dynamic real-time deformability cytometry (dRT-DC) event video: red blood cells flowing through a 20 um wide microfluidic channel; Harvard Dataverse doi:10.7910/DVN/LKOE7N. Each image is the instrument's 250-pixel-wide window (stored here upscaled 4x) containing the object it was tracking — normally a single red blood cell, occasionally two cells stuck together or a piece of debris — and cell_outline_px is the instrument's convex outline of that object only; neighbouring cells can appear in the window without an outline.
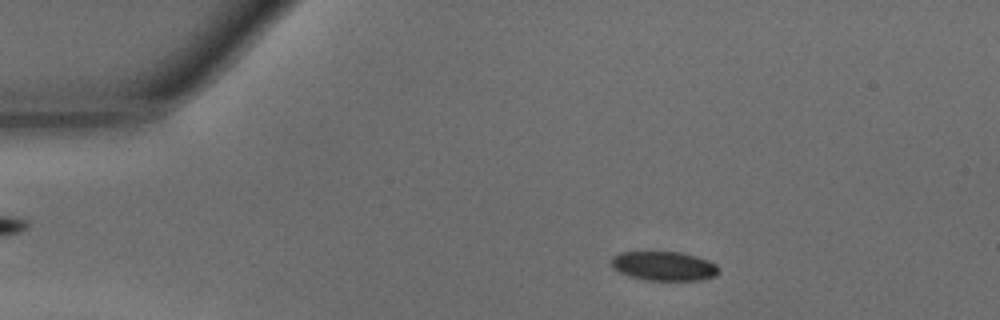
{"species": "common noctule bat (a hibernating species)", "species_latin": "Nyctalus noctula", "temperature_condition": "warm", "stored_images_in_passage": 38, "camera_frame_rate_fps": 3000, "um_per_image_px": 0.085, "animal": {"sex": "male", "body_mass_g": 15.6}, "frame": {"image": 1, "passage_image": 8, "time_ms": 2.333, "image_size_px": [1000, 320], "cell_outline_px": [[720, 272], [716, 276], [700, 280], [648, 280], [632, 276], [620, 272], [612, 268], [612, 256], [620, 252], [680, 252], [696, 256], [708, 260], [716, 264], [720, 268]], "centroid_in_image_um": [56.47, 22.61], "position_along_channel_um": 28.5, "area_um2": 18.26}}
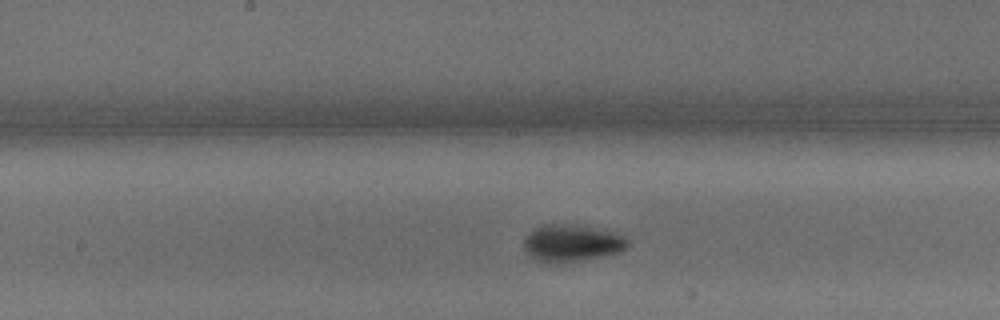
{"frame": {"image": 2, "passage_image": 24, "time_ms": 7.667, "image_size_px": [1000, 320], "cell_outline_px": [[628, 244], [620, 252], [560, 264], [548, 264], [536, 260], [524, 248], [524, 240], [528, 232], [536, 228], [552, 224], [588, 228], [608, 232], [624, 236], [628, 240]], "centroid_in_image_um": [48.54, 20.71], "position_along_channel_um": 199.7, "area_um2": 21.62}}
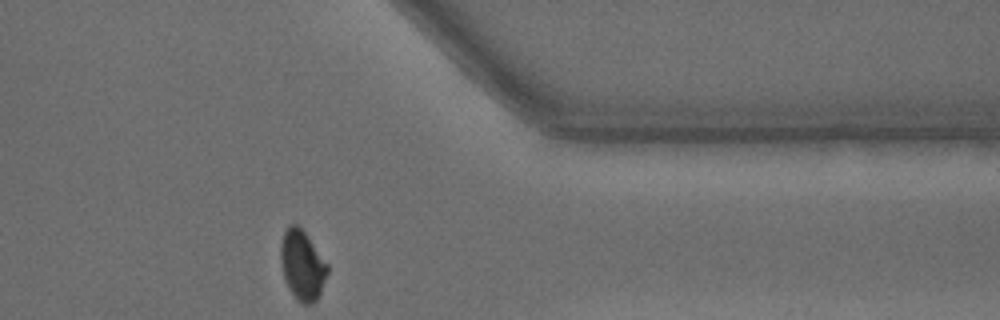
{"frame": {"image": 3, "passage_image": 38, "time_ms": 12.333, "image_size_px": [1000, 320], "cell_outline_px": [[328, 272], [320, 292], [316, 300], [312, 304], [304, 304], [296, 300], [288, 288], [284, 276], [280, 260], [280, 244], [284, 232], [292, 224], [296, 224], [304, 232], [328, 264]], "centroid_in_image_um": [25.68, 22.57], "position_along_channel_um": 385.7, "area_um2": 18.79}, "authors_computed_cell_mechanics": {"area_um2": 20.23, "velocity_mm_per_s": 4.2799, "shape_relaxation_time_tau1_ms": 5.1243, "shape_relaxation_time_tau2_ms": 0.7066, "deformation_change_tau1": 0.1703, "deformation_change_tau2": 0.0475}}